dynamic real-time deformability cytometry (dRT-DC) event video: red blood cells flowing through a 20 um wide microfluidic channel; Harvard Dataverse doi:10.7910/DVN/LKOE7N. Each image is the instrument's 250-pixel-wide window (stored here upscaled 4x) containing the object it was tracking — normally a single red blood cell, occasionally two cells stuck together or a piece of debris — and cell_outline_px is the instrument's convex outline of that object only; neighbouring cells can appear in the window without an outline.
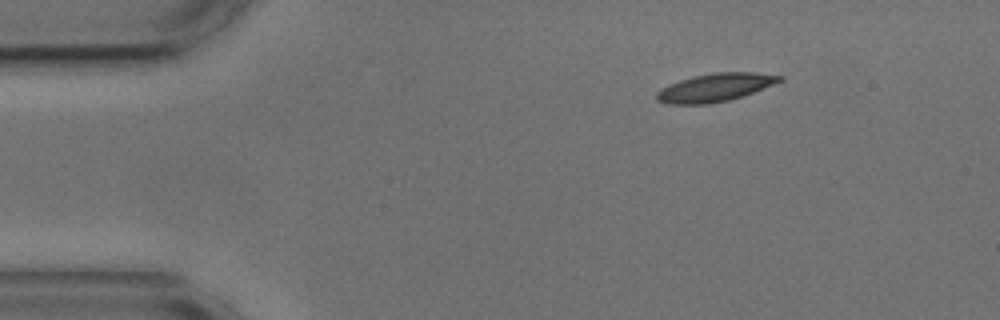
{"species": "common noctule bat (a hibernating species)", "species_latin": "Nyctalus noctula", "temperature_condition": "cold", "stored_images_in_passage": 3, "camera_frame_rate_fps": 3000, "um_per_image_px": 0.085, "animal": {"sex": "male", "body_mass_g": 17.9, "forearm_length_mm": 54.2}, "frame": {"image": 1, "passage_image": 1, "time_ms": 0.0, "image_size_px": [1000, 320], "cell_outline_px": [[784, 80], [752, 92], [728, 100], [708, 104], [668, 104], [656, 100], [656, 92], [660, 88], [668, 84], [692, 76], [712, 72], [756, 72], [784, 76]], "centroid_in_image_um": [60.75, 7.42], "position_along_channel_um": 24.3, "area_um2": 20.17}}